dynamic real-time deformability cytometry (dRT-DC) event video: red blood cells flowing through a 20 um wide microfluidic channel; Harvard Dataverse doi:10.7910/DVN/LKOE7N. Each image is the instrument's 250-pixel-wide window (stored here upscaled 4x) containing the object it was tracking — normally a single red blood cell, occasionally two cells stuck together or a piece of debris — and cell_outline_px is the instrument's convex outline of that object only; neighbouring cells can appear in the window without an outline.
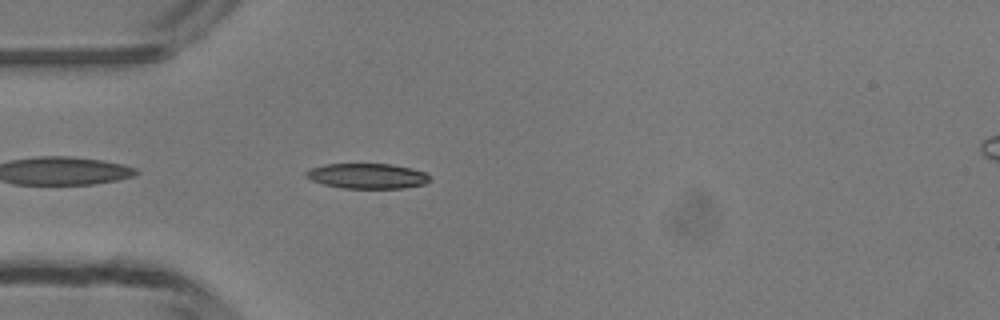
{"species": "common noctule bat (a hibernating species)", "species_latin": "Nyctalus noctula", "temperature_condition": "room temperature", "stored_images_in_passage": 37, "camera_frame_rate_fps": 3000, "um_per_image_px": 0.085, "animal": {"sex": "male", "body_mass_g": 13.3}, "frame": {"image": 1, "passage_image": 2, "time_ms": 0.333, "image_size_px": [1000, 320], "cell_outline_px": [[432, 180], [424, 184], [404, 188], [344, 188], [324, 184], [312, 180], [304, 176], [304, 172], [312, 168], [324, 164], [392, 164], [412, 168], [424, 172]], "centroid_in_image_um": [31.22, 14.95], "position_along_channel_um": 53.8, "area_um2": 18.15}}
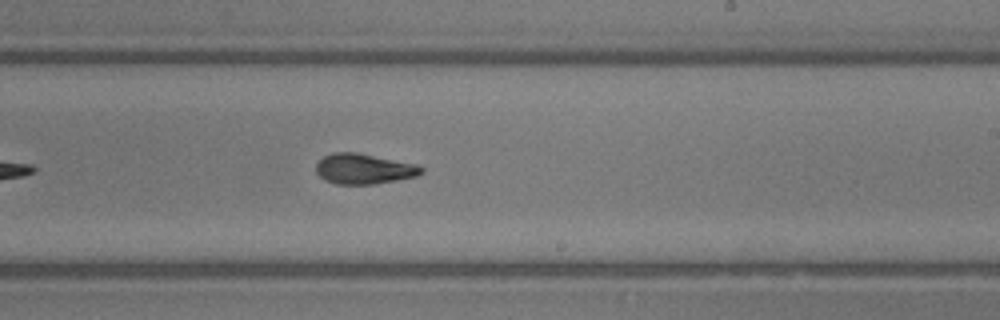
{"frame": {"image": 2, "passage_image": 17, "time_ms": 5.333, "image_size_px": [1000, 320], "cell_outline_px": [[424, 172], [416, 176], [376, 184], [336, 184], [320, 176], [316, 172], [316, 164], [324, 156], [332, 152], [356, 152], [416, 164], [424, 168]], "centroid_in_image_um": [30.94, 14.35], "position_along_channel_um": 258.1, "area_um2": 18.5}}
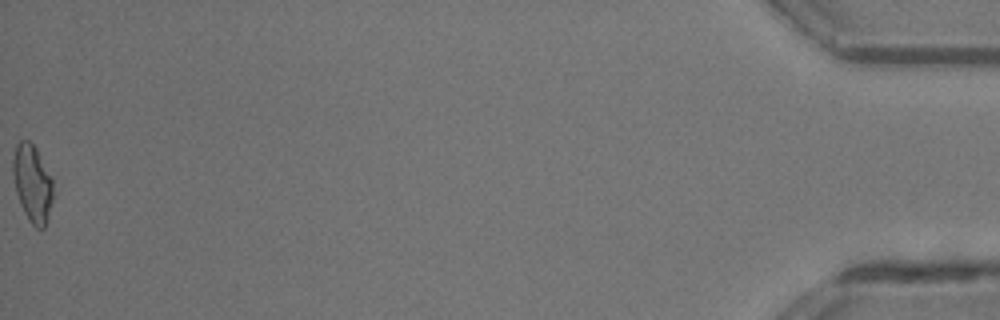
{"frame": {"image": 3, "passage_image": 37, "time_ms": 12.0, "image_size_px": [1000, 320], "cell_outline_px": [[52, 200], [48, 220], [44, 228], [36, 228], [28, 220], [20, 204], [16, 192], [12, 172], [12, 160], [16, 144], [20, 140], [28, 140], [36, 148], [52, 180]], "centroid_in_image_um": [2.73, 15.6], "position_along_channel_um": 432.5, "area_um2": 18.03}, "authors_computed_cell_mechanics": {"area_um2": 18.496, "velocity_mm_per_s": 4.2247, "shape_relaxation_time_tau1_ms": 3.7091, "shape_relaxation_time_tau2_ms": 2.0874, "deformation_change_tau1": 0.1658, "deformation_change_tau2": 0.0972}}